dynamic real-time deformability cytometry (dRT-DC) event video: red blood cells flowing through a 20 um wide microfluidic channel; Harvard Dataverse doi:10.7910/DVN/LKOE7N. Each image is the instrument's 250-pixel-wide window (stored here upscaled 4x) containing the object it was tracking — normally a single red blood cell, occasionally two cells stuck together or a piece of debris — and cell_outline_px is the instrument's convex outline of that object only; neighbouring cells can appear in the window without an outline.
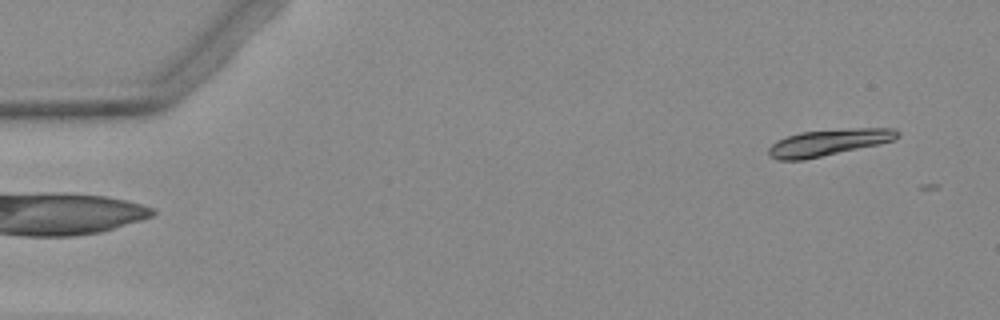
{"species": "Egyptian fruit bat (a non-hibernating species)", "species_latin": "Rousettus aegyptiacus", "temperature_condition": "warm", "stored_images_in_passage": 4, "camera_frame_rate_fps": 3000, "um_per_image_px": 0.085, "animal": {"sex": "female"}, "frame": {"image": 1, "passage_image": 1, "time_ms": 0.0, "image_size_px": [1000, 320], "cell_outline_px": [[900, 136], [892, 140], [876, 144], [804, 160], [780, 160], [768, 156], [768, 148], [776, 140], [800, 132], [848, 128], [892, 128], [900, 132]], "centroid_in_image_um": [70.38, 12.1], "position_along_channel_um": 14.6, "area_um2": 19.71}}